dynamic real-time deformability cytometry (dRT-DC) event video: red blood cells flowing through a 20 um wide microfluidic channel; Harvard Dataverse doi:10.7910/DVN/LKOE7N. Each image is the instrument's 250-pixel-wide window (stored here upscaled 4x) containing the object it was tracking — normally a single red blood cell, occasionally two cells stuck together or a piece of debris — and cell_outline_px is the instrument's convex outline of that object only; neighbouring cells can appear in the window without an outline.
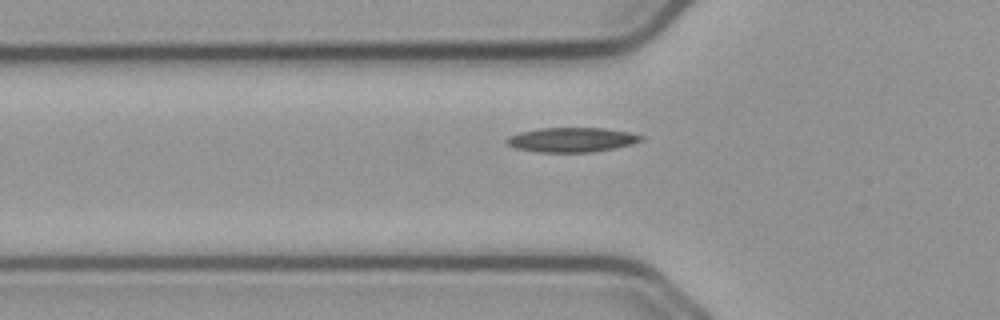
{"species": "common noctule bat (a hibernating species)", "species_latin": "Nyctalus noctula", "temperature_condition": "cold", "stored_images_in_passage": 35, "camera_frame_rate_fps": 3000, "um_per_image_px": 0.085, "animal": {"sex": "male", "body_mass_g": 23.1, "forearm_length_mm": 52.7}, "frame": {"image": 1, "passage_image": 3, "time_ms": 0.667, "image_size_px": [1000, 320], "cell_outline_px": [[644, 140], [632, 144], [616, 148], [592, 152], [540, 152], [516, 148], [508, 144], [504, 140], [508, 136], [520, 132], [540, 128], [604, 128], [628, 132], [644, 136]], "centroid_in_image_um": [48.62, 11.88], "position_along_channel_um": 77.2, "area_um2": 19.25}}
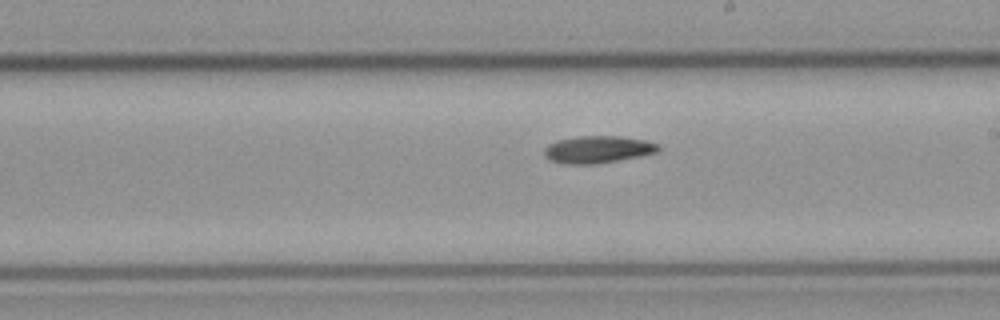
{"frame": {"image": 2, "passage_image": 16, "time_ms": 5.0, "image_size_px": [1000, 320], "cell_outline_px": [[660, 152], [640, 156], [596, 164], [564, 164], [552, 160], [544, 156], [544, 148], [548, 144], [556, 140], [580, 136], [620, 136], [644, 140], [656, 144], [660, 148]], "centroid_in_image_um": [50.8, 12.7], "position_along_channel_um": 238.2, "area_um2": 18.09}}
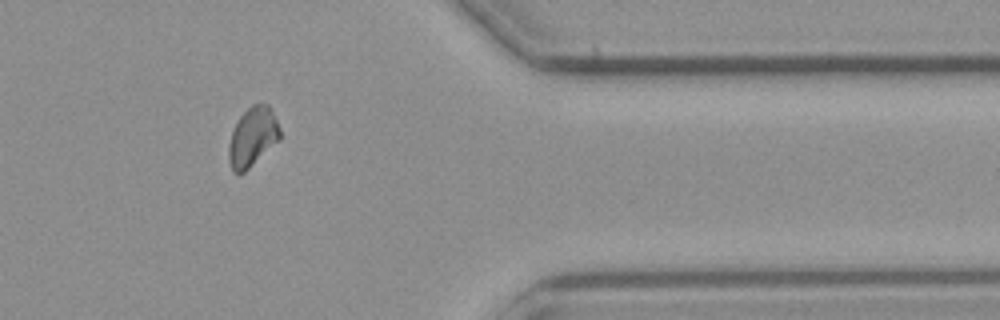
{"frame": {"image": 3, "passage_image": 30, "time_ms": 9.667, "image_size_px": [1000, 320], "cell_outline_px": [[280, 140], [244, 172], [232, 172], [228, 160], [228, 144], [232, 132], [240, 116], [252, 104], [268, 104], [280, 128]], "centroid_in_image_um": [21.46, 11.65], "position_along_channel_um": 389.9, "area_um2": 17.51}}